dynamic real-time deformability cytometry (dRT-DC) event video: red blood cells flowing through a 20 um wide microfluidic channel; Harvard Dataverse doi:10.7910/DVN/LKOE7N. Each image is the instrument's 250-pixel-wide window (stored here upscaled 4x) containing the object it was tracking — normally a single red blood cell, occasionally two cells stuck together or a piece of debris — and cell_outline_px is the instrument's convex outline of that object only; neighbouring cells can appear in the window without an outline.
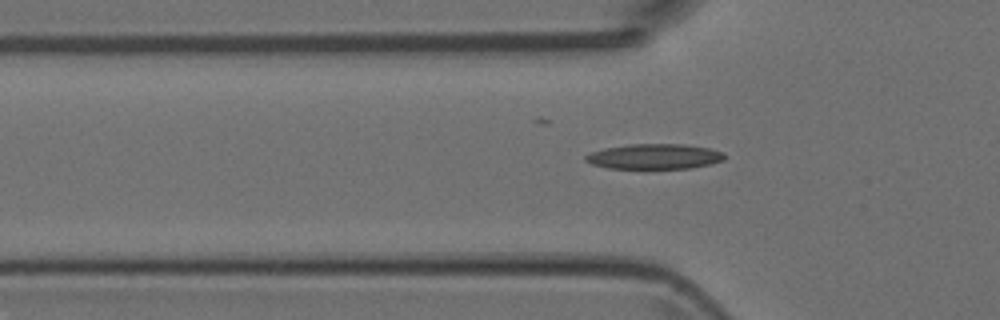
{"species": "Egyptian fruit bat (a non-hibernating species)", "species_latin": "Rousettus aegyptiacus", "temperature_condition": "room temperature", "stored_images_in_passage": 43, "camera_frame_rate_fps": 3000, "um_per_image_px": 0.085, "animal": {"sex": "female"}, "frame": {"image": 1, "passage_image": 8, "time_ms": 2.333, "image_size_px": [1000, 320], "cell_outline_px": [[724, 160], [692, 168], [608, 168], [592, 164], [584, 160], [584, 156], [592, 152], [604, 148], [628, 144], [684, 144], [708, 148], [724, 152]], "centroid_in_image_um": [55.61, 13.29], "position_along_channel_um": 70.2, "area_um2": 20.29}}
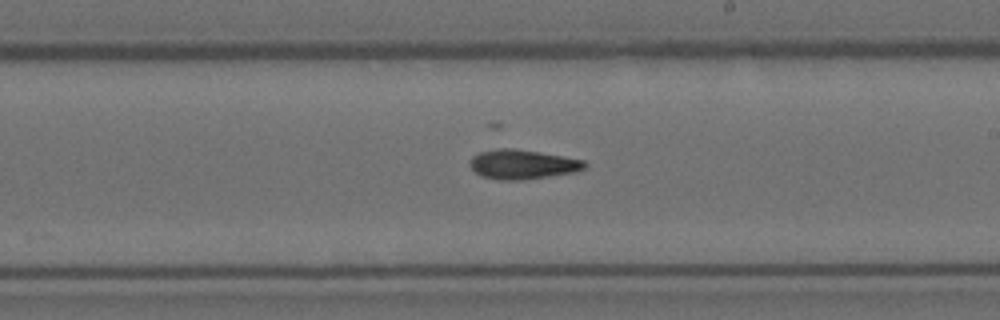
{"frame": {"image": 2, "passage_image": 21, "time_ms": 6.667, "image_size_px": [1000, 320], "cell_outline_px": [[588, 164], [584, 168], [576, 172], [524, 180], [500, 180], [480, 176], [468, 164], [468, 160], [472, 156], [480, 152], [496, 148], [512, 148], [584, 160]], "centroid_in_image_um": [44.37, 13.98], "position_along_channel_um": 244.6, "area_um2": 19.71}}
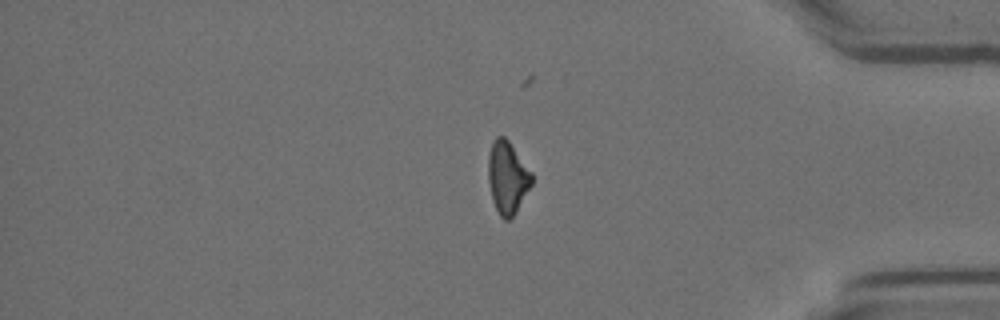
{"frame": {"image": 3, "passage_image": 34, "time_ms": 11.0, "image_size_px": [1000, 320], "cell_outline_px": [[532, 184], [516, 212], [508, 220], [504, 220], [500, 216], [492, 200], [488, 180], [488, 156], [492, 140], [496, 136], [504, 136], [508, 140], [532, 172]], "centroid_in_image_um": [43.12, 15.07], "position_along_channel_um": 392.1, "area_um2": 18.38}}